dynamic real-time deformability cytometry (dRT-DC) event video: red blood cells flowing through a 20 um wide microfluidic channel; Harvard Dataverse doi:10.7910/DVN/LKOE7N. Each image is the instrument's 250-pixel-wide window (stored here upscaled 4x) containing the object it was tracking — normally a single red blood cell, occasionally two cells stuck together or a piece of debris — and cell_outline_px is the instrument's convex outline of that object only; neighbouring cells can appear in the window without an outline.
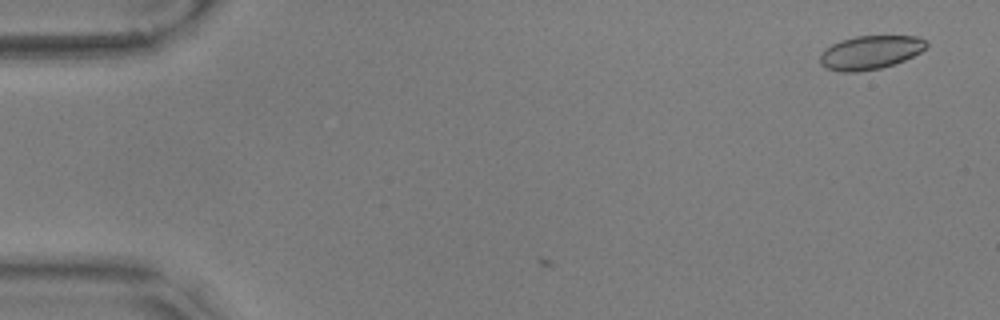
{"species": "common noctule bat (a hibernating species)", "species_latin": "Nyctalus noctula", "temperature_condition": "warm", "stored_images_in_passage": 2, "camera_frame_rate_fps": 3000, "um_per_image_px": 0.085, "animal": {"sex": "male", "body_mass_g": 17.9, "forearm_length_mm": 54.2}, "frame": {"image": 1, "passage_image": 2, "time_ms": 0.333, "image_size_px": [1000, 320], "cell_outline_px": [[928, 44], [920, 52], [904, 60], [880, 68], [856, 72], [840, 72], [828, 68], [820, 64], [820, 56], [824, 48], [840, 40], [856, 36], [916, 36], [924, 40]], "centroid_in_image_um": [73.93, 4.45], "position_along_channel_um": 11.1, "area_um2": 20.69}}